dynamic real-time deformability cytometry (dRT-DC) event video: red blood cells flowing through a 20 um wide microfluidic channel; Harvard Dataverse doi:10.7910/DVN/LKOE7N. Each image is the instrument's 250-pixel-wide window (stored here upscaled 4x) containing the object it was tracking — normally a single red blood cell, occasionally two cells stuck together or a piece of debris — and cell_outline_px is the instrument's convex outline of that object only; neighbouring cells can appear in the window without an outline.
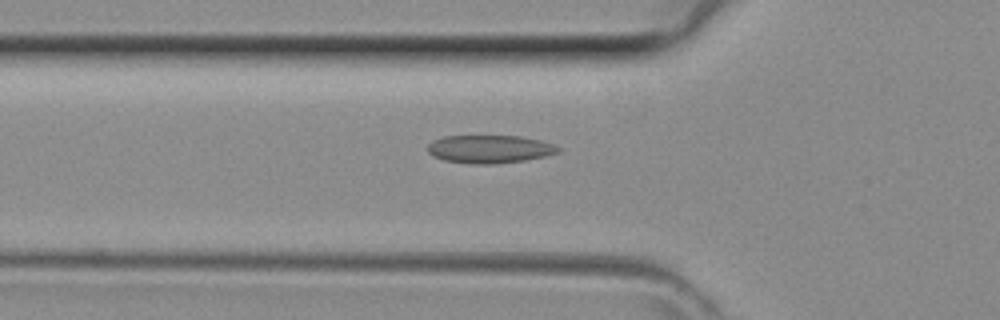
{"species": "common noctule bat (a hibernating species)", "species_latin": "Nyctalus noctula", "temperature_condition": "room temperature", "stored_images_in_passage": 28, "camera_frame_rate_fps": 3000, "um_per_image_px": 0.085, "animal": {"sex": "female", "body_mass_g": 29.2, "forearm_length_mm": 56.3}, "frame": {"image": 1, "passage_image": 7, "time_ms": 2.0, "image_size_px": [1000, 320], "cell_outline_px": [[560, 152], [544, 156], [524, 160], [496, 164], [472, 164], [444, 160], [432, 156], [428, 152], [428, 144], [432, 140], [444, 136], [520, 136], [540, 140], [552, 144], [560, 148]], "centroid_in_image_um": [41.59, 12.67], "position_along_channel_um": 84.2, "area_um2": 21.33}}
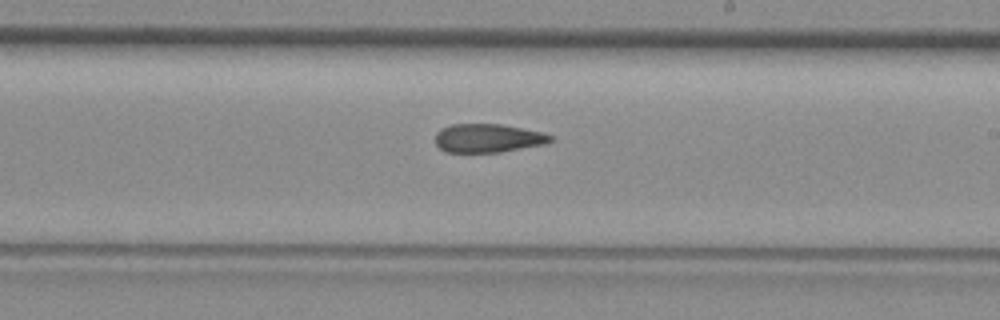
{"frame": {"image": 2, "passage_image": 17, "time_ms": 5.333, "image_size_px": [1000, 320], "cell_outline_px": [[552, 140], [544, 144], [500, 152], [444, 152], [436, 144], [436, 132], [440, 128], [452, 124], [500, 124], [544, 132], [552, 136]], "centroid_in_image_um": [41.45, 11.74], "position_along_channel_um": 247.5, "area_um2": 19.19}}
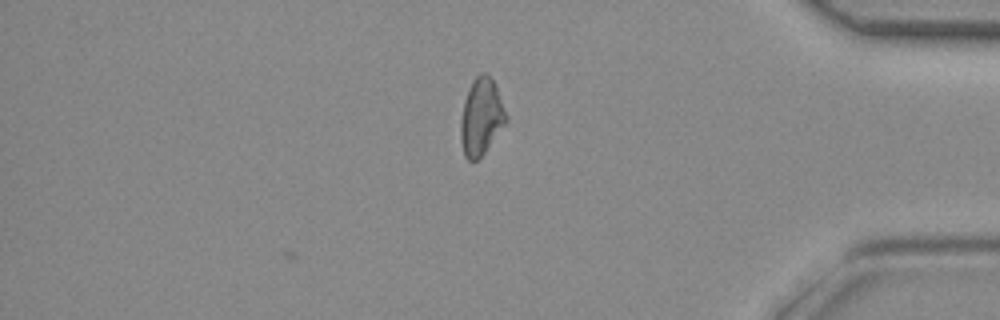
{"frame": {"image": 3, "passage_image": 28, "time_ms": 9.0, "image_size_px": [1000, 320], "cell_outline_px": [[508, 120], [484, 152], [476, 160], [468, 160], [464, 156], [460, 140], [460, 120], [464, 100], [476, 76], [480, 72], [484, 72], [492, 80], [496, 88], [508, 116]], "centroid_in_image_um": [40.89, 9.95], "position_along_channel_um": 394.3, "area_um2": 20.0}}